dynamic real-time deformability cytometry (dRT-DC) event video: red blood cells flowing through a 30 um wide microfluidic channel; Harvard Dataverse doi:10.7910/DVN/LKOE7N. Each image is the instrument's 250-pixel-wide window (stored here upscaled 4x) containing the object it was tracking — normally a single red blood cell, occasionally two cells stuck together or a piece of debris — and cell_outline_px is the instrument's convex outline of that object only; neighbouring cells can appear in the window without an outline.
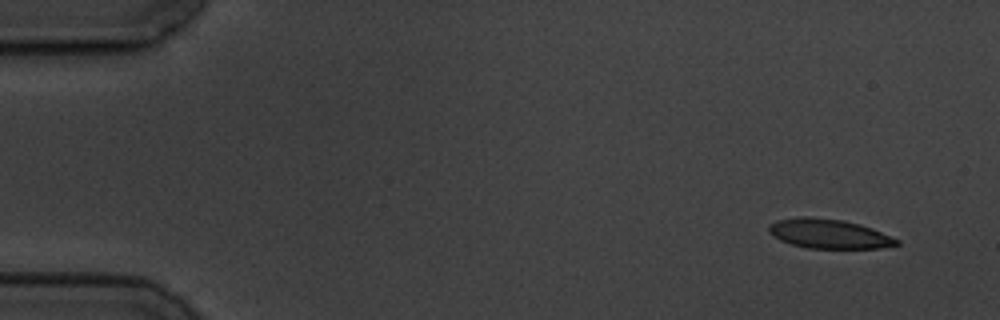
{"species": "common noctule bat (a hibernating species)", "species_latin": "Nyctalus noctula", "temperature_condition": "cold", "stored_images_in_passage": 6, "camera_frame_rate_fps": 3000, "um_per_image_px": 0.085, "animal": {"sex": "male", "body_mass_g": 19.5, "forearm_length_mm": 54.6}, "frame": {"image": 1, "passage_image": 1, "time_ms": 0.0, "image_size_px": [1000, 320], "cell_outline_px": [[900, 244], [880, 248], [808, 248], [792, 244], [780, 240], [772, 236], [768, 232], [768, 224], [776, 220], [800, 216], [808, 216], [844, 220], [860, 224], [872, 228], [900, 240]], "centroid_in_image_um": [70.43, 19.86], "position_along_channel_um": 14.6, "area_um2": 22.08}}
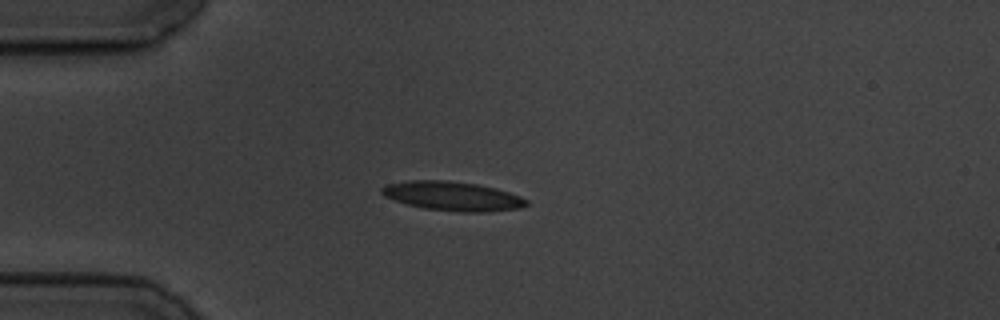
{"frame": {"image": 2, "passage_image": 4, "time_ms": 3.667, "image_size_px": [1000, 320], "cell_outline_px": [[528, 204], [520, 208], [488, 212], [456, 212], [424, 208], [408, 204], [384, 196], [380, 192], [380, 188], [388, 184], [408, 180], [444, 180], [476, 184], [496, 188], [520, 196], [528, 200]], "centroid_in_image_um": [38.47, 16.67], "position_along_channel_um": 46.5, "area_um2": 24.57}}
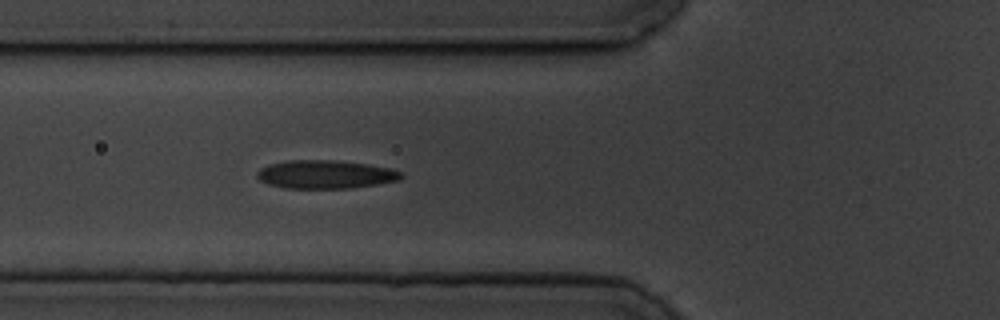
{"frame": {"image": 3, "passage_image": 6, "time_ms": 5.667, "image_size_px": [1000, 320], "cell_outline_px": [[404, 176], [400, 180], [352, 188], [284, 188], [268, 184], [260, 180], [256, 176], [256, 172], [260, 168], [268, 164], [288, 160], [332, 160], [368, 164], [392, 168], [400, 172]], "centroid_in_image_um": [27.65, 14.82], "position_along_channel_um": 98.2, "area_um2": 23.93}}